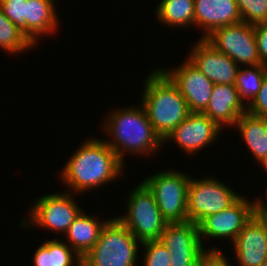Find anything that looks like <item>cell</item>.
<instances>
[{"mask_svg":"<svg viewBox=\"0 0 267 266\" xmlns=\"http://www.w3.org/2000/svg\"><path fill=\"white\" fill-rule=\"evenodd\" d=\"M96 138L90 137L81 143L63 165L59 178L69 188L66 192L82 195L124 176L125 164L104 138Z\"/></svg>","mask_w":267,"mask_h":266,"instance_id":"cell-1","label":"cell"},{"mask_svg":"<svg viewBox=\"0 0 267 266\" xmlns=\"http://www.w3.org/2000/svg\"><path fill=\"white\" fill-rule=\"evenodd\" d=\"M111 111L101 123L103 131L109 136L104 141L124 164L126 154L152 156L164 147L141 104Z\"/></svg>","mask_w":267,"mask_h":266,"instance_id":"cell-2","label":"cell"},{"mask_svg":"<svg viewBox=\"0 0 267 266\" xmlns=\"http://www.w3.org/2000/svg\"><path fill=\"white\" fill-rule=\"evenodd\" d=\"M147 75L141 105L155 133L164 141L191 112L177 86L160 68H153Z\"/></svg>","mask_w":267,"mask_h":266,"instance_id":"cell-3","label":"cell"},{"mask_svg":"<svg viewBox=\"0 0 267 266\" xmlns=\"http://www.w3.org/2000/svg\"><path fill=\"white\" fill-rule=\"evenodd\" d=\"M141 242L114 216L102 228L98 241L82 257L84 266H138Z\"/></svg>","mask_w":267,"mask_h":266,"instance_id":"cell-4","label":"cell"},{"mask_svg":"<svg viewBox=\"0 0 267 266\" xmlns=\"http://www.w3.org/2000/svg\"><path fill=\"white\" fill-rule=\"evenodd\" d=\"M129 192L126 213L116 218L140 241L159 240L168 222L161 214L153 193L143 183Z\"/></svg>","mask_w":267,"mask_h":266,"instance_id":"cell-5","label":"cell"},{"mask_svg":"<svg viewBox=\"0 0 267 266\" xmlns=\"http://www.w3.org/2000/svg\"><path fill=\"white\" fill-rule=\"evenodd\" d=\"M73 196V193L60 191L37 198L33 204H30L29 216L19 221V227L26 230L30 227H37V229L41 227L51 233L64 235L83 210Z\"/></svg>","mask_w":267,"mask_h":266,"instance_id":"cell-6","label":"cell"},{"mask_svg":"<svg viewBox=\"0 0 267 266\" xmlns=\"http://www.w3.org/2000/svg\"><path fill=\"white\" fill-rule=\"evenodd\" d=\"M191 175L164 170L147 176L142 182L153 193L158 208L168 223L186 222L188 188Z\"/></svg>","mask_w":267,"mask_h":266,"instance_id":"cell-7","label":"cell"},{"mask_svg":"<svg viewBox=\"0 0 267 266\" xmlns=\"http://www.w3.org/2000/svg\"><path fill=\"white\" fill-rule=\"evenodd\" d=\"M192 178L188 188V221L199 224L207 216L214 215L232 205L241 195L233 191L215 176ZM230 187V188H229Z\"/></svg>","mask_w":267,"mask_h":266,"instance_id":"cell-8","label":"cell"},{"mask_svg":"<svg viewBox=\"0 0 267 266\" xmlns=\"http://www.w3.org/2000/svg\"><path fill=\"white\" fill-rule=\"evenodd\" d=\"M159 240L168 249L170 266H201L209 252H222L216 246L205 249L199 227L191 221L168 223Z\"/></svg>","mask_w":267,"mask_h":266,"instance_id":"cell-9","label":"cell"},{"mask_svg":"<svg viewBox=\"0 0 267 266\" xmlns=\"http://www.w3.org/2000/svg\"><path fill=\"white\" fill-rule=\"evenodd\" d=\"M219 52L229 56L239 66L262 64L259 58L254 26L245 22L215 29L205 38Z\"/></svg>","mask_w":267,"mask_h":266,"instance_id":"cell-10","label":"cell"},{"mask_svg":"<svg viewBox=\"0 0 267 266\" xmlns=\"http://www.w3.org/2000/svg\"><path fill=\"white\" fill-rule=\"evenodd\" d=\"M256 213L255 199L250 201L247 196H240L228 208L207 216L199 224V233L203 246L206 238L223 240L227 238L230 244L234 242L244 225ZM205 238V240H204Z\"/></svg>","mask_w":267,"mask_h":266,"instance_id":"cell-11","label":"cell"},{"mask_svg":"<svg viewBox=\"0 0 267 266\" xmlns=\"http://www.w3.org/2000/svg\"><path fill=\"white\" fill-rule=\"evenodd\" d=\"M174 69L160 68L177 86L190 112L202 113L209 103L214 83L210 81L187 58Z\"/></svg>","mask_w":267,"mask_h":266,"instance_id":"cell-12","label":"cell"},{"mask_svg":"<svg viewBox=\"0 0 267 266\" xmlns=\"http://www.w3.org/2000/svg\"><path fill=\"white\" fill-rule=\"evenodd\" d=\"M220 131L223 130L204 113L191 112L163 143L173 141L188 155H193L213 144Z\"/></svg>","mask_w":267,"mask_h":266,"instance_id":"cell-13","label":"cell"},{"mask_svg":"<svg viewBox=\"0 0 267 266\" xmlns=\"http://www.w3.org/2000/svg\"><path fill=\"white\" fill-rule=\"evenodd\" d=\"M188 54V60L214 84H235L240 66L206 39H197Z\"/></svg>","mask_w":267,"mask_h":266,"instance_id":"cell-14","label":"cell"},{"mask_svg":"<svg viewBox=\"0 0 267 266\" xmlns=\"http://www.w3.org/2000/svg\"><path fill=\"white\" fill-rule=\"evenodd\" d=\"M238 266H261L267 260V224L256 213L231 244Z\"/></svg>","mask_w":267,"mask_h":266,"instance_id":"cell-15","label":"cell"},{"mask_svg":"<svg viewBox=\"0 0 267 266\" xmlns=\"http://www.w3.org/2000/svg\"><path fill=\"white\" fill-rule=\"evenodd\" d=\"M194 25L205 39L215 29L242 22L235 0H194Z\"/></svg>","mask_w":267,"mask_h":266,"instance_id":"cell-16","label":"cell"},{"mask_svg":"<svg viewBox=\"0 0 267 266\" xmlns=\"http://www.w3.org/2000/svg\"><path fill=\"white\" fill-rule=\"evenodd\" d=\"M247 112L239 99L235 85L214 84L207 108L202 112L213 120L222 130L223 127L234 128L239 117Z\"/></svg>","mask_w":267,"mask_h":266,"instance_id":"cell-17","label":"cell"},{"mask_svg":"<svg viewBox=\"0 0 267 266\" xmlns=\"http://www.w3.org/2000/svg\"><path fill=\"white\" fill-rule=\"evenodd\" d=\"M55 0H26L25 19L27 38L36 46L41 37L57 32L59 28ZM38 37V38H37Z\"/></svg>","mask_w":267,"mask_h":266,"instance_id":"cell-18","label":"cell"},{"mask_svg":"<svg viewBox=\"0 0 267 266\" xmlns=\"http://www.w3.org/2000/svg\"><path fill=\"white\" fill-rule=\"evenodd\" d=\"M87 215L83 210L64 234L67 244L84 257L98 241L102 228L110 220Z\"/></svg>","mask_w":267,"mask_h":266,"instance_id":"cell-19","label":"cell"},{"mask_svg":"<svg viewBox=\"0 0 267 266\" xmlns=\"http://www.w3.org/2000/svg\"><path fill=\"white\" fill-rule=\"evenodd\" d=\"M234 127L238 129L251 155L261 164L267 157V118L245 112Z\"/></svg>","mask_w":267,"mask_h":266,"instance_id":"cell-20","label":"cell"},{"mask_svg":"<svg viewBox=\"0 0 267 266\" xmlns=\"http://www.w3.org/2000/svg\"><path fill=\"white\" fill-rule=\"evenodd\" d=\"M32 256H34V266H80L82 264V257L63 239H49L43 242Z\"/></svg>","mask_w":267,"mask_h":266,"instance_id":"cell-21","label":"cell"},{"mask_svg":"<svg viewBox=\"0 0 267 266\" xmlns=\"http://www.w3.org/2000/svg\"><path fill=\"white\" fill-rule=\"evenodd\" d=\"M155 9L160 24L181 29L194 26V0H161Z\"/></svg>","mask_w":267,"mask_h":266,"instance_id":"cell-22","label":"cell"},{"mask_svg":"<svg viewBox=\"0 0 267 266\" xmlns=\"http://www.w3.org/2000/svg\"><path fill=\"white\" fill-rule=\"evenodd\" d=\"M245 67L243 68L242 65L239 67L234 85L238 91L239 99L245 106H248L261 88L262 81L267 72V66L259 64Z\"/></svg>","mask_w":267,"mask_h":266,"instance_id":"cell-23","label":"cell"},{"mask_svg":"<svg viewBox=\"0 0 267 266\" xmlns=\"http://www.w3.org/2000/svg\"><path fill=\"white\" fill-rule=\"evenodd\" d=\"M35 46L12 23L0 8V49L8 54H19L34 49Z\"/></svg>","mask_w":267,"mask_h":266,"instance_id":"cell-24","label":"cell"},{"mask_svg":"<svg viewBox=\"0 0 267 266\" xmlns=\"http://www.w3.org/2000/svg\"><path fill=\"white\" fill-rule=\"evenodd\" d=\"M242 22L257 25L267 22V0H235Z\"/></svg>","mask_w":267,"mask_h":266,"instance_id":"cell-25","label":"cell"},{"mask_svg":"<svg viewBox=\"0 0 267 266\" xmlns=\"http://www.w3.org/2000/svg\"><path fill=\"white\" fill-rule=\"evenodd\" d=\"M145 256L143 266H170L171 257L168 249L160 240H148L141 242ZM146 250V251H145Z\"/></svg>","mask_w":267,"mask_h":266,"instance_id":"cell-26","label":"cell"},{"mask_svg":"<svg viewBox=\"0 0 267 266\" xmlns=\"http://www.w3.org/2000/svg\"><path fill=\"white\" fill-rule=\"evenodd\" d=\"M25 1L26 0L0 1V8L6 17L27 37Z\"/></svg>","mask_w":267,"mask_h":266,"instance_id":"cell-27","label":"cell"},{"mask_svg":"<svg viewBox=\"0 0 267 266\" xmlns=\"http://www.w3.org/2000/svg\"><path fill=\"white\" fill-rule=\"evenodd\" d=\"M247 112L259 117L267 118V72L258 94L247 106Z\"/></svg>","mask_w":267,"mask_h":266,"instance_id":"cell-28","label":"cell"},{"mask_svg":"<svg viewBox=\"0 0 267 266\" xmlns=\"http://www.w3.org/2000/svg\"><path fill=\"white\" fill-rule=\"evenodd\" d=\"M254 33L260 61L267 66V22L255 25Z\"/></svg>","mask_w":267,"mask_h":266,"instance_id":"cell-29","label":"cell"},{"mask_svg":"<svg viewBox=\"0 0 267 266\" xmlns=\"http://www.w3.org/2000/svg\"><path fill=\"white\" fill-rule=\"evenodd\" d=\"M223 252H209L203 259L201 266H232L230 259Z\"/></svg>","mask_w":267,"mask_h":266,"instance_id":"cell-30","label":"cell"},{"mask_svg":"<svg viewBox=\"0 0 267 266\" xmlns=\"http://www.w3.org/2000/svg\"><path fill=\"white\" fill-rule=\"evenodd\" d=\"M264 197L267 198V188ZM265 202L261 197L255 198L256 213H267V201Z\"/></svg>","mask_w":267,"mask_h":266,"instance_id":"cell-31","label":"cell"},{"mask_svg":"<svg viewBox=\"0 0 267 266\" xmlns=\"http://www.w3.org/2000/svg\"><path fill=\"white\" fill-rule=\"evenodd\" d=\"M259 166L264 168L265 171L267 172V157L264 159V161L261 164H259Z\"/></svg>","mask_w":267,"mask_h":266,"instance_id":"cell-32","label":"cell"},{"mask_svg":"<svg viewBox=\"0 0 267 266\" xmlns=\"http://www.w3.org/2000/svg\"><path fill=\"white\" fill-rule=\"evenodd\" d=\"M257 215L261 216L262 219L266 222L267 224V213H256Z\"/></svg>","mask_w":267,"mask_h":266,"instance_id":"cell-33","label":"cell"},{"mask_svg":"<svg viewBox=\"0 0 267 266\" xmlns=\"http://www.w3.org/2000/svg\"><path fill=\"white\" fill-rule=\"evenodd\" d=\"M261 266H267V260H265Z\"/></svg>","mask_w":267,"mask_h":266,"instance_id":"cell-34","label":"cell"},{"mask_svg":"<svg viewBox=\"0 0 267 266\" xmlns=\"http://www.w3.org/2000/svg\"><path fill=\"white\" fill-rule=\"evenodd\" d=\"M0 1H18V0H0Z\"/></svg>","mask_w":267,"mask_h":266,"instance_id":"cell-35","label":"cell"}]
</instances>
